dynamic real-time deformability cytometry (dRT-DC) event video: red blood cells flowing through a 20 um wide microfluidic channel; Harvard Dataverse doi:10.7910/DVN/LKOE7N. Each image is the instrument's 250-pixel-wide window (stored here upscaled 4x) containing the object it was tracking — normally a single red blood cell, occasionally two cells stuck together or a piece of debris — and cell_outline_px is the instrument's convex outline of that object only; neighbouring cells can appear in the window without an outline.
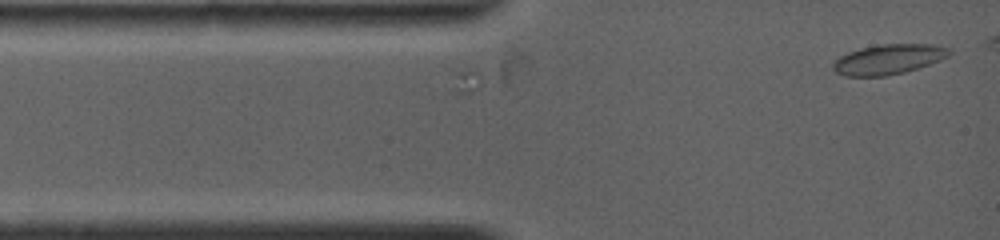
{"species": "common noctule bat (a hibernating species)", "species_latin": "Nyctalus noctula", "temperature_condition": "warm", "stored_images_in_passage": 2, "camera_frame_rate_fps": 4500, "um_per_image_px": 0.085, "animal": {"sex": "female", "body_mass_g": 19.0, "forearm_length_mm": 53.3}, "frame": {"image": 1, "passage_image": 1, "time_ms": 0.0, "image_size_px": [1000, 240], "cell_outline_px": [[952, 52], [948, 56], [940, 60], [904, 72], [888, 76], [844, 76], [836, 72], [832, 68], [832, 64], [840, 56], [848, 52], [860, 48], [880, 44], [936, 44], [952, 48]], "centroid_in_image_um": [75.53, 5.03], "position_along_channel_um": 9.5, "area_um2": 20.4}}